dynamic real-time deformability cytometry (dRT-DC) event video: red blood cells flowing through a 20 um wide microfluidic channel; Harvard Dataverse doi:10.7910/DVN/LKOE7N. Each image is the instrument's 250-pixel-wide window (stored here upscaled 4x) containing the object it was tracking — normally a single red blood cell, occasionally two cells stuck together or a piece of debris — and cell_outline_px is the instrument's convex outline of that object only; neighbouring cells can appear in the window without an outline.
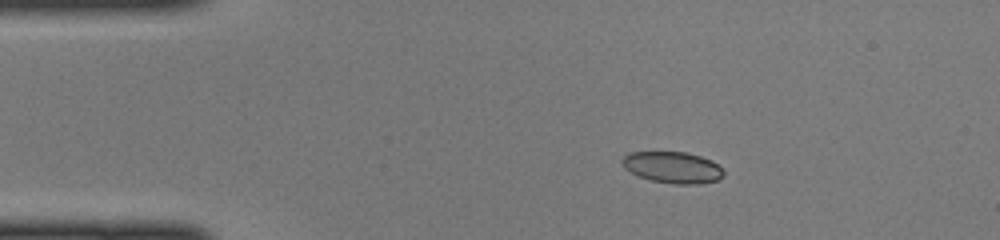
{"species": "common noctule bat (a hibernating species)", "species_latin": "Nyctalus noctula", "temperature_condition": "cold", "stored_images_in_passage": 40, "camera_frame_rate_fps": 3000, "um_per_image_px": 0.085, "animal": {"sex": "female", "body_mass_g": 22.0, "forearm_length_mm": 56.7}, "frame": {"image": 1, "passage_image": 1, "time_ms": 0.0, "image_size_px": [1000, 240], "cell_outline_px": [[724, 176], [720, 180], [700, 184], [676, 184], [652, 180], [640, 176], [624, 168], [620, 164], [620, 160], [628, 152], [688, 152], [712, 160], [724, 172]], "centroid_in_image_um": [57.18, 14.22], "position_along_channel_um": 27.8, "area_um2": 18.67}}
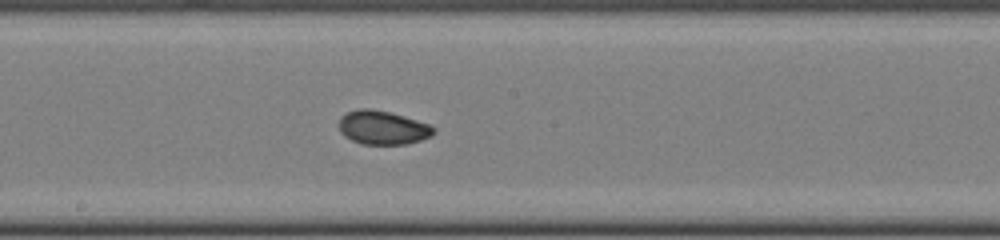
{"frame": {"image": 2, "passage_image": 18, "time_ms": 5.667, "image_size_px": [1000, 240], "cell_outline_px": [[436, 132], [432, 136], [408, 144], [360, 144], [344, 136], [340, 132], [340, 116], [348, 112], [360, 108], [372, 108], [404, 116], [428, 124], [436, 128]], "centroid_in_image_um": [32.54, 10.85], "position_along_channel_um": 215.7, "area_um2": 18.67}}
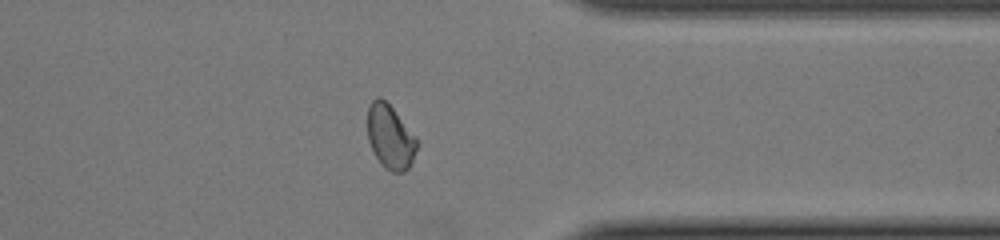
{"frame": {"image": 3, "passage_image": 30, "time_ms": 9.667, "image_size_px": [1000, 240], "cell_outline_px": [[420, 144], [408, 168], [404, 172], [392, 172], [384, 168], [380, 164], [368, 140], [368, 108], [372, 100], [376, 96], [380, 96], [392, 108], [416, 136]], "centroid_in_image_um": [33.19, 11.65], "position_along_channel_um": 378.2, "area_um2": 18.5}}